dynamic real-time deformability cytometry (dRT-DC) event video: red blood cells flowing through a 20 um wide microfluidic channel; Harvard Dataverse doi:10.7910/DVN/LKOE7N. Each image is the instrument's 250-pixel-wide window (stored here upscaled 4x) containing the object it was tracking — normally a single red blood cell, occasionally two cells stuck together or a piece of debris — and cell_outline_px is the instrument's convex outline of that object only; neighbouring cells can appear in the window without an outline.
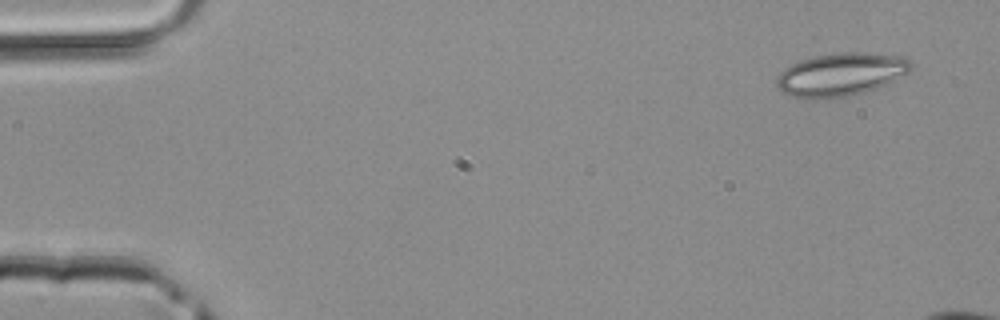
{"species": "common noctule bat (a hibernating species)", "species_latin": "Nyctalus noctula", "temperature_condition": "room temperature", "stored_images_in_passage": 5, "camera_frame_rate_fps": 3000, "um_per_image_px": 0.085, "animal": {"sex": "male", "body_mass_g": 20.4}, "frame": {"image": 1, "passage_image": 1, "time_ms": 0.0, "image_size_px": [1000, 320], "cell_outline_px": [[912, 64], [908, 72], [888, 84], [864, 92], [848, 96], [812, 100], [792, 96], [784, 92], [776, 84], [776, 80], [780, 72], [784, 68], [800, 60], [812, 56], [840, 52], [860, 52], [908, 56], [912, 60]], "centroid_in_image_um": [71.5, 6.32], "position_along_channel_um": 13.5, "area_um2": 34.04}}